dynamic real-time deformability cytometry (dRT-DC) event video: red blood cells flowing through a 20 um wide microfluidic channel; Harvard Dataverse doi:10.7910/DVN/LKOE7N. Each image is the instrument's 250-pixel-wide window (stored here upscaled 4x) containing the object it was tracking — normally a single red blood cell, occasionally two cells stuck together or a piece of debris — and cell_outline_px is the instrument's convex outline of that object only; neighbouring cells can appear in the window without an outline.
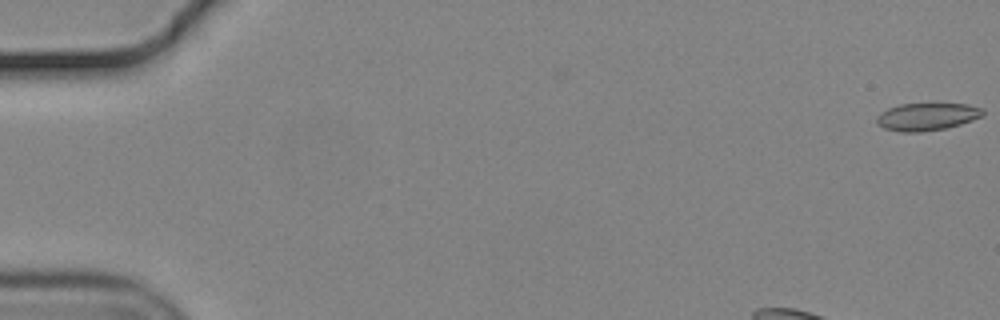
{"species": "common noctule bat (a hibernating species)", "species_latin": "Nyctalus noctula", "temperature_condition": "cold", "stored_images_in_passage": 13, "camera_frame_rate_fps": 3000, "um_per_image_px": 0.085, "animal": {"sex": "male", "body_mass_g": 19.2, "forearm_length_mm": 51.8}, "frame": {"image": 1, "passage_image": 1, "time_ms": 0.0, "image_size_px": [1000, 320], "cell_outline_px": [[984, 116], [960, 124], [944, 128], [920, 132], [900, 132], [884, 128], [876, 124], [876, 116], [880, 112], [888, 108], [900, 104], [968, 104], [984, 108]], "centroid_in_image_um": [78.78, 9.91], "position_along_channel_um": 6.2, "area_um2": 17.11}}